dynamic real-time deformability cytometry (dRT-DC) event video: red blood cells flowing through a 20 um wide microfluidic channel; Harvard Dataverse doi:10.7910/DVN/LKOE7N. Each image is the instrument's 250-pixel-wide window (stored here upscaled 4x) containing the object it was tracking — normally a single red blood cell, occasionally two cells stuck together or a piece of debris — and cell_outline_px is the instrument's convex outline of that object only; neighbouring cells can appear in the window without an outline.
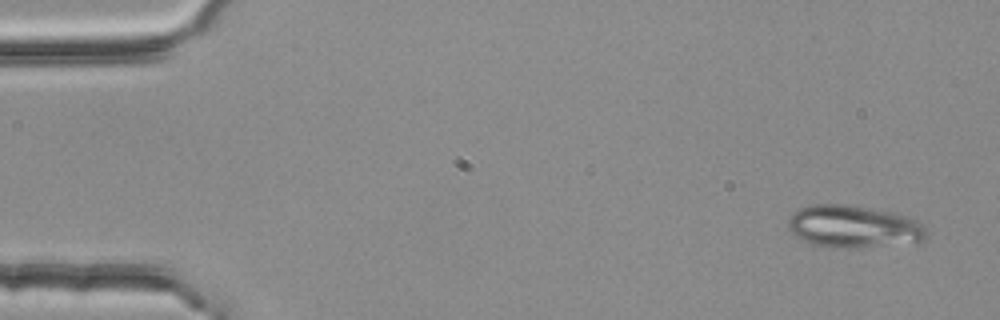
{"species": "common noctule bat (a hibernating species)", "species_latin": "Nyctalus noctula", "temperature_condition": "room temperature", "stored_images_in_passage": 3, "camera_frame_rate_fps": 3000, "um_per_image_px": 0.085, "animal": {"sex": "female", "body_mass_g": 25.1}, "frame": {"image": 1, "passage_image": 1, "time_ms": 0.0, "image_size_px": [1000, 320], "cell_outline_px": [[928, 236], [924, 240], [856, 248], [836, 248], [812, 244], [800, 240], [788, 228], [788, 220], [792, 212], [800, 208], [812, 204], [840, 204], [896, 212], [908, 216], [924, 224], [928, 228]], "centroid_in_image_um": [72.55, 19.25], "position_along_channel_um": 12.4, "area_um2": 34.33}}